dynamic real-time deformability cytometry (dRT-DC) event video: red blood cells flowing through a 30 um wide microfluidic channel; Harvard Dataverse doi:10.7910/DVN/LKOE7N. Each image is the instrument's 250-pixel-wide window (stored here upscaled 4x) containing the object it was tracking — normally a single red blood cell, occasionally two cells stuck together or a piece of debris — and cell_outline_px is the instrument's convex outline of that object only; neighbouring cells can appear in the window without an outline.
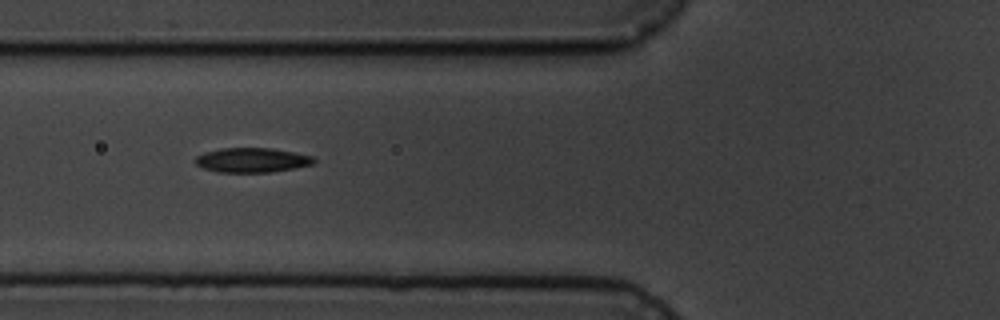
{"species": "common noctule bat (a hibernating species)", "species_latin": "Nyctalus noctula", "temperature_condition": "cold", "stored_images_in_passage": 8, "camera_frame_rate_fps": 3000, "um_per_image_px": 0.085, "animal": {"sex": "male", "body_mass_g": 19.5, "forearm_length_mm": 54.6}, "frame": {"image": 1, "passage_image": 7, "time_ms": 7.0, "image_size_px": [1000, 320], "cell_outline_px": [[316, 160], [312, 164], [296, 168], [272, 172], [216, 172], [204, 168], [196, 164], [196, 156], [204, 152], [224, 148], [272, 148], [316, 156]], "centroid_in_image_um": [21.47, 13.61], "position_along_channel_um": 104.3, "area_um2": 17.05}}
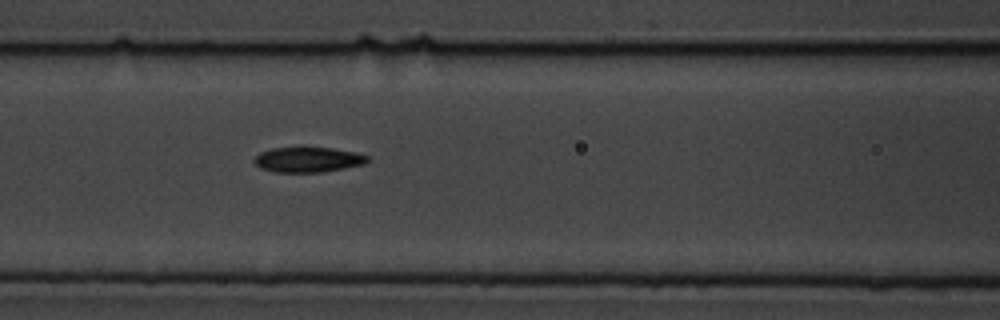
{"frame": {"image": 2, "passage_image": 8, "time_ms": 8.0, "image_size_px": [1000, 320], "cell_outline_px": [[368, 160], [364, 164], [344, 168], [320, 172], [276, 172], [260, 168], [252, 160], [260, 152], [272, 148], [300, 144], [304, 144], [332, 148], [356, 152], [368, 156]], "centroid_in_image_um": [26.14, 13.51], "position_along_channel_um": 140.5, "area_um2": 17.34}}